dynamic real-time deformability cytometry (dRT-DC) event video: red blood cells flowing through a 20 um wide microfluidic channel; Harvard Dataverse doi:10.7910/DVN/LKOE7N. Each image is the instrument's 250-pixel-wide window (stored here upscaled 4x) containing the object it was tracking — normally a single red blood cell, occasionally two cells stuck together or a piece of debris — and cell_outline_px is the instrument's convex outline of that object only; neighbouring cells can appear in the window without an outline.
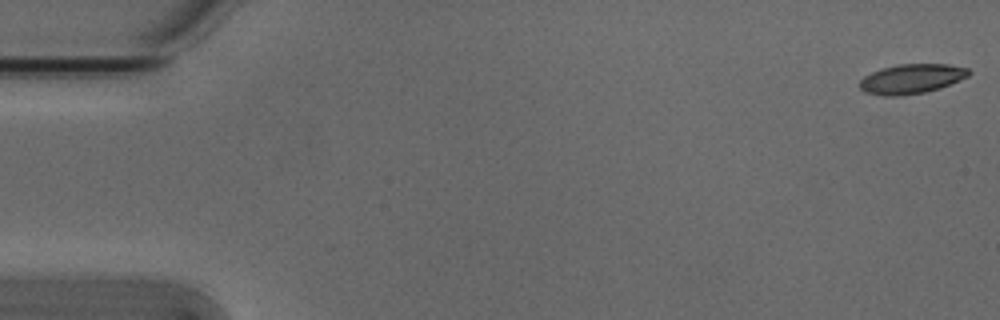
{"species": "Egyptian fruit bat (a non-hibernating species)", "species_latin": "Rousettus aegyptiacus", "temperature_condition": "cold", "stored_images_in_passage": 5, "camera_frame_rate_fps": 3000, "um_per_image_px": 0.085, "animal": {"sex": "male"}, "frame": {"image": 1, "passage_image": 1, "time_ms": 0.0, "image_size_px": [1000, 320], "cell_outline_px": [[972, 72], [968, 76], [960, 80], [940, 88], [924, 92], [900, 96], [884, 96], [864, 92], [860, 88], [860, 80], [864, 76], [872, 72], [896, 64], [948, 64], [968, 68]], "centroid_in_image_um": [77.49, 6.7], "position_along_channel_um": 7.5, "area_um2": 18.84}}
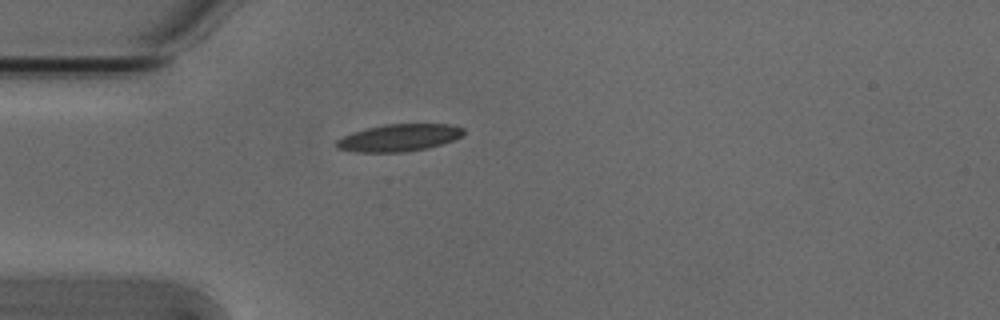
{"frame": {"image": 2, "passage_image": 5, "time_ms": 1.333, "image_size_px": [1000, 320], "cell_outline_px": [[464, 132], [460, 136], [452, 140], [428, 148], [404, 152], [356, 152], [336, 148], [336, 140], [352, 132], [384, 124], [448, 124], [464, 128]], "centroid_in_image_um": [33.89, 11.71], "position_along_channel_um": 51.1, "area_um2": 20.0}}